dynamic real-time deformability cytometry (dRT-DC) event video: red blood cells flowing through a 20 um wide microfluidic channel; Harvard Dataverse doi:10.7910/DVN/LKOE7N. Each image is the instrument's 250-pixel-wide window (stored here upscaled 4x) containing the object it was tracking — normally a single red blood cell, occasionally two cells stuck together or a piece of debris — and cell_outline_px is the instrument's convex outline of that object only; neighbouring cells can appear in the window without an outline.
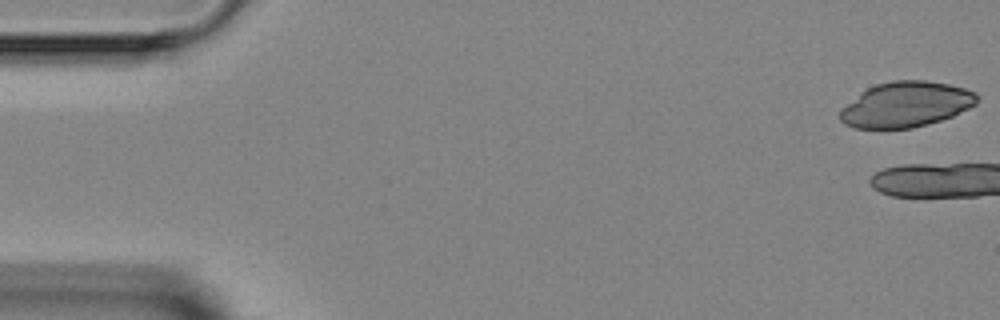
{"species": "Egyptian fruit bat (a non-hibernating species)", "species_latin": "Rousettus aegyptiacus", "temperature_condition": "room temperature", "stored_images_in_passage": 5, "camera_frame_rate_fps": 3000, "um_per_image_px": 0.085, "animal": {"sex": "female"}, "frame": {"image": 1, "passage_image": 1, "time_ms": 0.0, "image_size_px": [1000, 320], "cell_outline_px": [[980, 100], [976, 104], [952, 116], [928, 124], [912, 128], [856, 128], [844, 124], [840, 120], [840, 108], [860, 92], [876, 84], [892, 80], [924, 80], [948, 84], [964, 88], [976, 92], [980, 96]], "centroid_in_image_um": [77.01, 8.87], "position_along_channel_um": 8.0, "area_um2": 36.36}}